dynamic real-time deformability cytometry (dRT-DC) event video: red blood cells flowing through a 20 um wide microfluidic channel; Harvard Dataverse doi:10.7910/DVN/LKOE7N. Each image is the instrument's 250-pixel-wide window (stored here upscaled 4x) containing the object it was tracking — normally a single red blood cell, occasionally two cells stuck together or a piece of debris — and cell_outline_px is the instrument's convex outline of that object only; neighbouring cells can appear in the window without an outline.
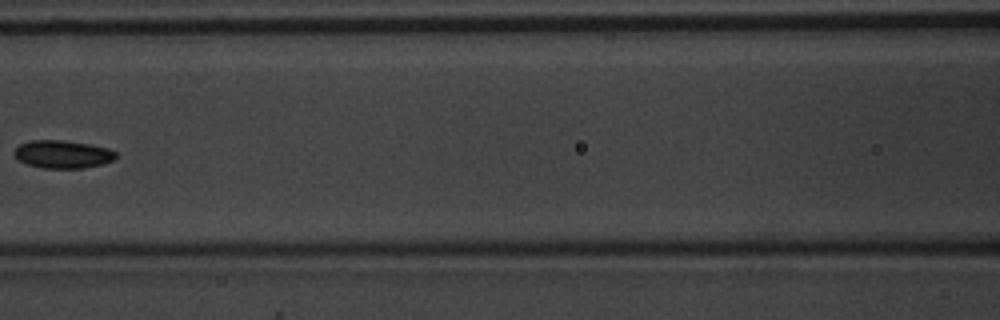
{"species": "common noctule bat (a hibernating species)", "species_latin": "Nyctalus noctula", "temperature_condition": "warm", "stored_images_in_passage": 8, "camera_frame_rate_fps": 3000, "um_per_image_px": 0.085, "animal": {"sex": "male", "body_mass_g": 20.1, "forearm_length_mm": 53.5}, "frame": {"image": 1, "passage_image": 7, "time_ms": 2.0, "image_size_px": [1000, 320], "cell_outline_px": [[116, 156], [112, 160], [100, 164], [80, 168], [44, 168], [28, 164], [16, 160], [12, 152], [20, 144], [32, 140], [64, 140], [88, 144], [108, 148], [116, 152]], "centroid_in_image_um": [5.27, 13.1], "position_along_channel_um": 161.3, "area_um2": 16.42}}
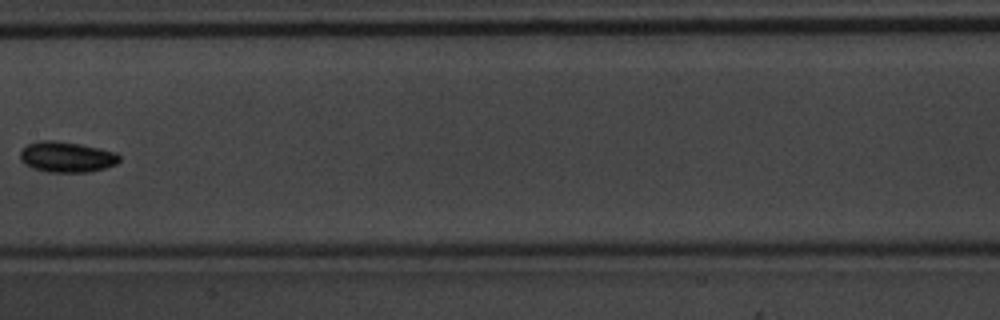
{"frame": {"image": 2, "passage_image": 8, "time_ms": 2.333, "image_size_px": [1000, 320], "cell_outline_px": [[120, 160], [116, 164], [104, 168], [88, 172], [48, 172], [32, 168], [24, 164], [20, 160], [20, 152], [28, 144], [36, 140], [56, 140], [80, 144], [100, 148], [116, 152], [120, 156]], "centroid_in_image_um": [5.65, 13.33], "position_along_channel_um": 201.7, "area_um2": 17.86}}